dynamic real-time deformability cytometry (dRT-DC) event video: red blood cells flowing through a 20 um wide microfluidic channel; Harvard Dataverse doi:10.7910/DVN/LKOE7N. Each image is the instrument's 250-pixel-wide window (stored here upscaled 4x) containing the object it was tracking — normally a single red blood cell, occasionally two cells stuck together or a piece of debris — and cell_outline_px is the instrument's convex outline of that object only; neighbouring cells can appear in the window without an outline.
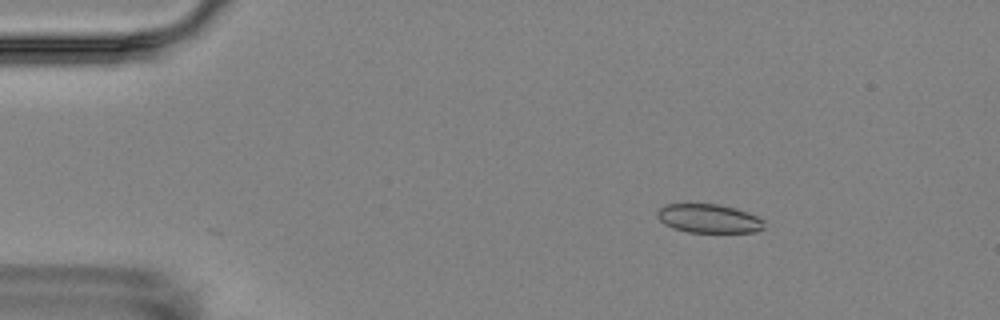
{"species": "Egyptian fruit bat (a non-hibernating species)", "species_latin": "Rousettus aegyptiacus", "temperature_condition": "room temperature", "stored_images_in_passage": 6, "camera_frame_rate_fps": 3000, "um_per_image_px": 0.085, "animal": {"sex": "female"}, "frame": {"image": 1, "passage_image": 3, "time_ms": 2.333, "image_size_px": [1000, 320], "cell_outline_px": [[764, 228], [756, 232], [688, 232], [672, 228], [664, 224], [656, 216], [656, 212], [660, 208], [668, 204], [716, 204], [736, 208], [748, 212], [764, 220]], "centroid_in_image_um": [60.25, 18.58], "position_along_channel_um": 24.8, "area_um2": 17.98}}